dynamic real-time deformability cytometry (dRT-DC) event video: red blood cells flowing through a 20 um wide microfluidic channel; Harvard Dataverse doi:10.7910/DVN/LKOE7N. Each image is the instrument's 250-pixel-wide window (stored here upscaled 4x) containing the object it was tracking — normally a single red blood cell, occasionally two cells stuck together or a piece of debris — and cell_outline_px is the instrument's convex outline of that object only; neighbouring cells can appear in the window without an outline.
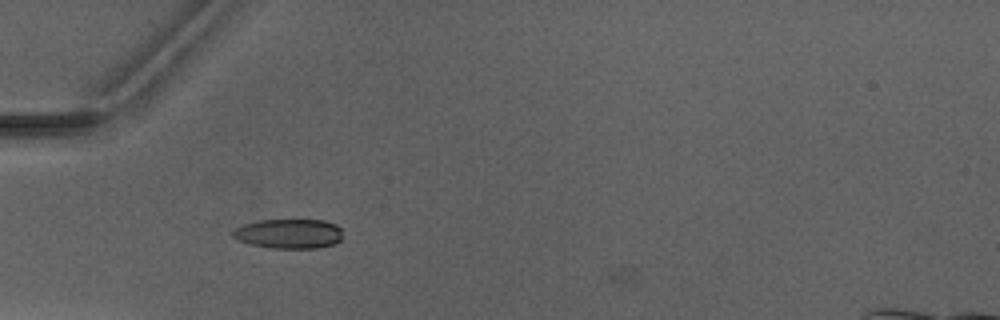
{"species": "Egyptian fruit bat (a non-hibernating species)", "species_latin": "Rousettus aegyptiacus", "temperature_condition": "warm", "stored_images_in_passage": 7, "camera_frame_rate_fps": 3000, "um_per_image_px": 0.085, "animal": {"sex": "male"}, "frame": {"image": 1, "passage_image": 6, "time_ms": 5.667, "image_size_px": [1000, 320], "cell_outline_px": [[340, 240], [332, 244], [316, 248], [272, 248], [252, 244], [240, 240], [232, 236], [232, 232], [236, 228], [244, 224], [256, 220], [324, 220], [336, 224], [340, 228]], "centroid_in_image_um": [24.55, 19.85], "position_along_channel_um": 60.5, "area_um2": 18.73}}
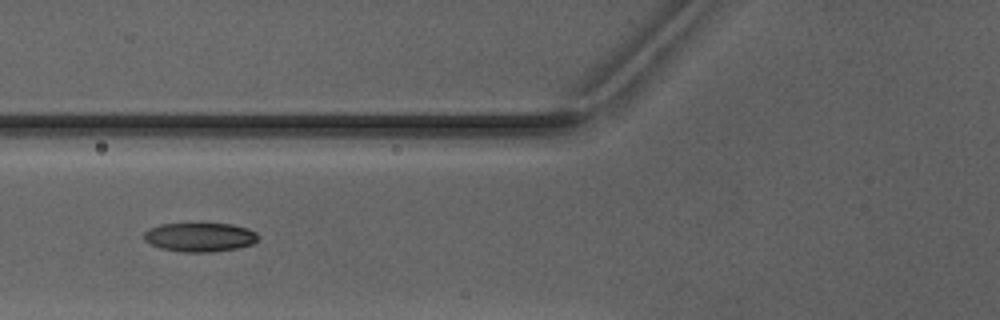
{"frame": {"image": 2, "passage_image": 7, "time_ms": 7.0, "image_size_px": [1000, 320], "cell_outline_px": [[260, 236], [252, 244], [240, 248], [212, 252], [184, 252], [160, 248], [144, 240], [144, 232], [148, 228], [160, 224], [232, 224], [248, 228], [256, 232]], "centroid_in_image_um": [17.0, 20.16], "position_along_channel_um": 108.8, "area_um2": 19.36}}